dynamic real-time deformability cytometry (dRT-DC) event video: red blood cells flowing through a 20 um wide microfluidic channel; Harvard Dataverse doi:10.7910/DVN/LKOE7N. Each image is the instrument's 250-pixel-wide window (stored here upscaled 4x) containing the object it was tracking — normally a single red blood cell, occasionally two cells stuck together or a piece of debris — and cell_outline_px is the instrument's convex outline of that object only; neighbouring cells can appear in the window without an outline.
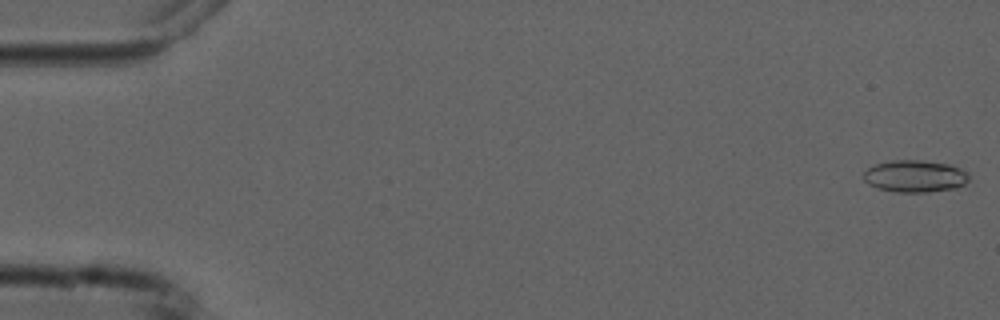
{"species": "common noctule bat (a hibernating species)", "species_latin": "Nyctalus noctula", "temperature_condition": "cold", "stored_images_in_passage": 5, "camera_frame_rate_fps": 3000, "um_per_image_px": 0.085, "animal": {"sex": "male", "forearm_length_mm": 52.5}, "frame": {"image": 1, "passage_image": 1, "time_ms": 0.0, "image_size_px": [1000, 320], "cell_outline_px": [[968, 180], [964, 184], [956, 188], [928, 192], [896, 192], [876, 188], [868, 184], [864, 180], [864, 172], [868, 168], [876, 164], [892, 160], [924, 160], [948, 164], [960, 168], [968, 172]], "centroid_in_image_um": [77.77, 14.98], "position_along_channel_um": 7.2, "area_um2": 19.77}}